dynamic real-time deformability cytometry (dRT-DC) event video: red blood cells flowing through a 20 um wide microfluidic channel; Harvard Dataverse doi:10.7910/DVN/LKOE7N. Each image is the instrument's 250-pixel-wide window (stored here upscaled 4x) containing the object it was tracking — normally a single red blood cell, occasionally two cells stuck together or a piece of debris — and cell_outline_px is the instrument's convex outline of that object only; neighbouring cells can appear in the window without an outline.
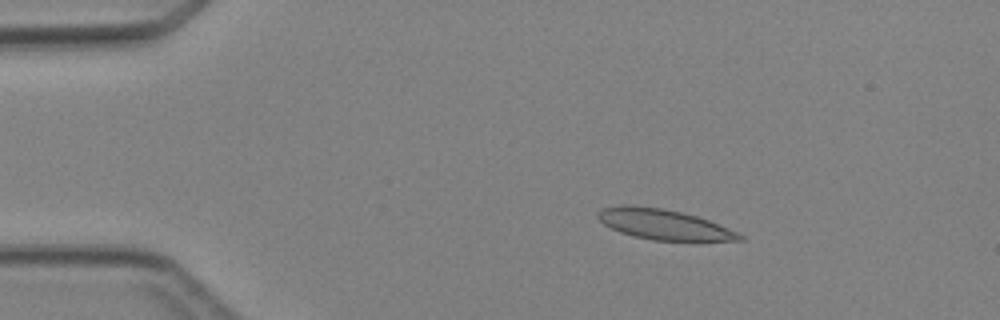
{"species": "Egyptian fruit bat (a non-hibernating species)", "species_latin": "Rousettus aegyptiacus", "temperature_condition": "cold", "stored_images_in_passage": 5, "camera_frame_rate_fps": 3000, "um_per_image_px": 0.085, "animal": {"sex": "female"}, "frame": {"image": 1, "passage_image": 3, "time_ms": 2.333, "image_size_px": [1000, 320], "cell_outline_px": [[744, 240], [652, 240], [620, 232], [604, 224], [596, 216], [596, 212], [600, 208], [620, 204], [628, 204], [664, 208], [696, 216], [708, 220], [736, 232], [744, 236]], "centroid_in_image_um": [56.33, 19.04], "position_along_channel_um": 28.7, "area_um2": 24.8}}
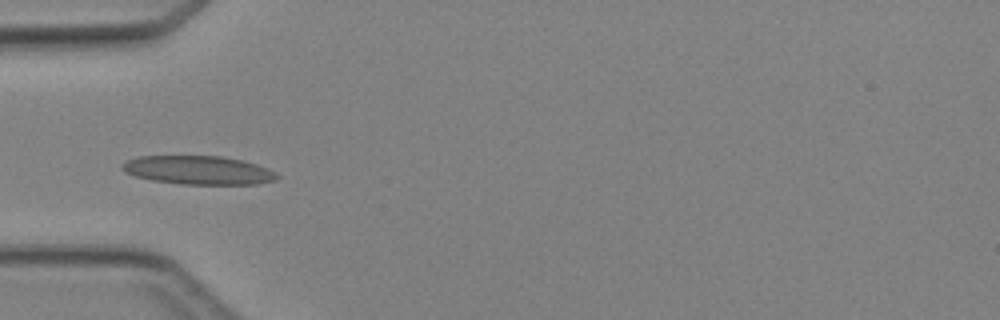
{"frame": {"image": 2, "passage_image": 5, "time_ms": 4.667, "image_size_px": [1000, 320], "cell_outline_px": [[280, 176], [276, 180], [256, 184], [180, 184], [152, 180], [136, 176], [124, 172], [120, 168], [120, 164], [128, 160], [140, 156], [220, 156], [244, 160], [268, 168], [276, 172]], "centroid_in_image_um": [16.87, 14.46], "position_along_channel_um": 68.1, "area_um2": 25.95}}